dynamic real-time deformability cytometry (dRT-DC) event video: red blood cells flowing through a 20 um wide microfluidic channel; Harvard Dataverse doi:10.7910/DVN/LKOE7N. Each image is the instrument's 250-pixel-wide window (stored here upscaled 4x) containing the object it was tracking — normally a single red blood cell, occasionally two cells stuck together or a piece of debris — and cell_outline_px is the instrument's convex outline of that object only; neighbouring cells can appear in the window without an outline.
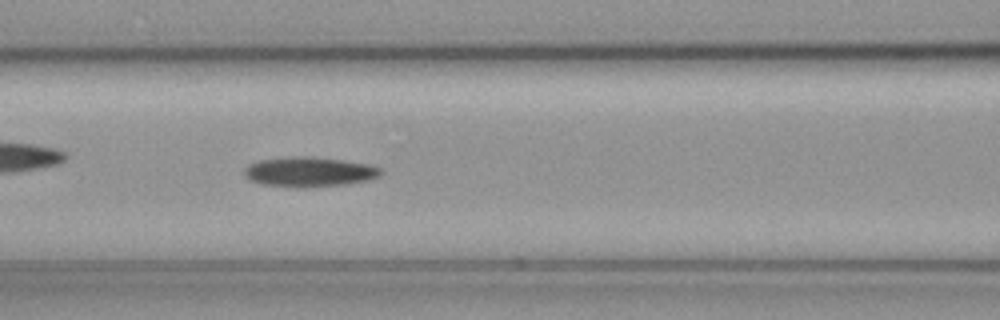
{"species": "common noctule bat (a hibernating species)", "species_latin": "Nyctalus noctula", "temperature_condition": "cold", "stored_images_in_passage": 36, "camera_frame_rate_fps": 3000, "um_per_image_px": 0.085, "animal": {"sex": "female", "body_mass_g": 19.3, "forearm_length_mm": 54.1}, "frame": {"image": 1, "passage_image": 7, "time_ms": 2.0, "image_size_px": [1000, 320], "cell_outline_px": [[384, 172], [380, 176], [368, 180], [348, 184], [308, 188], [296, 188], [260, 184], [248, 180], [244, 176], [244, 168], [248, 164], [260, 160], [292, 156], [308, 156], [340, 160], [368, 164], [380, 168]], "centroid_in_image_um": [26.25, 14.63], "position_along_channel_um": 140.3, "area_um2": 24.1}}
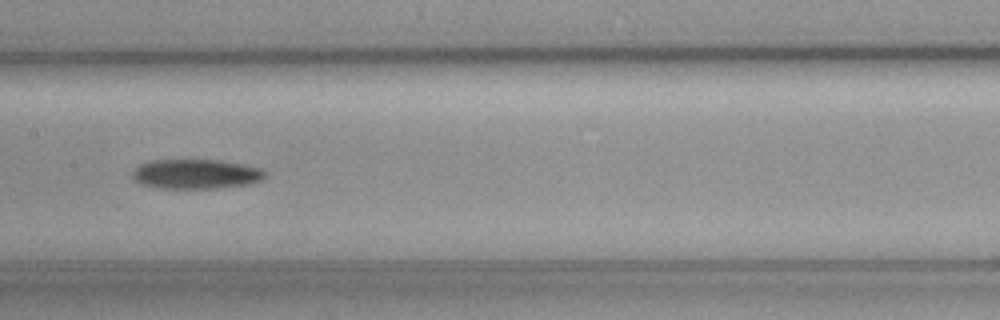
{"frame": {"image": 2, "passage_image": 11, "time_ms": 3.333, "image_size_px": [1000, 320], "cell_outline_px": [[268, 176], [260, 180], [248, 184], [212, 188], [152, 188], [140, 184], [132, 180], [132, 172], [140, 164], [152, 160], [220, 160], [260, 168]], "centroid_in_image_um": [16.59, 14.8], "position_along_channel_um": 190.8, "area_um2": 22.89}}
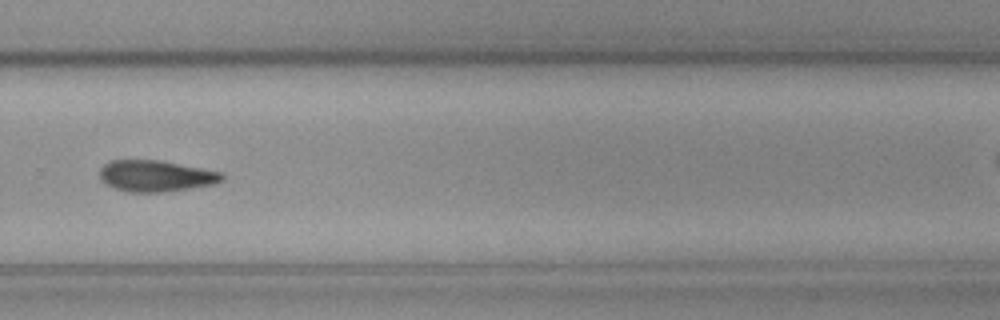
{"frame": {"image": 3, "passage_image": 21, "time_ms": 6.667, "image_size_px": [1000, 320], "cell_outline_px": [[224, 180], [216, 184], [164, 192], [128, 192], [112, 188], [104, 184], [100, 180], [100, 168], [104, 164], [112, 160], [156, 160], [224, 172]], "centroid_in_image_um": [13.24, 14.97], "position_along_channel_um": 316.6, "area_um2": 22.48}}